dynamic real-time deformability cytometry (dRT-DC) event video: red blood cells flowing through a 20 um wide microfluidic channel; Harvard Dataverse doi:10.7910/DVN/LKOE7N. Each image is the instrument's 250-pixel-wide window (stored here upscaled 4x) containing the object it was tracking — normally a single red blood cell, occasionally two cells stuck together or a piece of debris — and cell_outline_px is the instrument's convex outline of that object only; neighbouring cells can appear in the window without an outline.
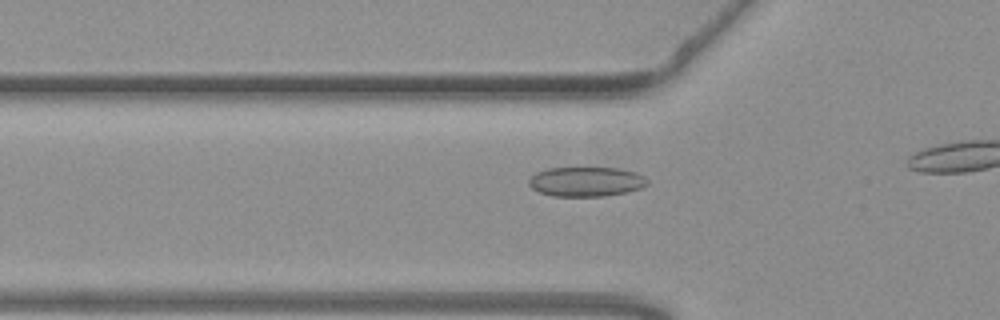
{"species": "common noctule bat (a hibernating species)", "species_latin": "Nyctalus noctula", "temperature_condition": "warm", "stored_images_in_passage": 14, "camera_frame_rate_fps": 3000, "um_per_image_px": 0.085, "animal": {"sex": "female", "body_mass_g": 19.3, "forearm_length_mm": 54.1}, "frame": {"image": 1, "passage_image": 8, "time_ms": 2.333, "image_size_px": [1000, 320], "cell_outline_px": [[648, 184], [640, 188], [628, 192], [604, 196], [552, 196], [540, 192], [532, 188], [528, 184], [528, 180], [536, 172], [548, 168], [620, 168], [636, 172], [644, 176], [648, 180]], "centroid_in_image_um": [49.83, 15.44], "position_along_channel_um": 76.0, "area_um2": 20.52}}
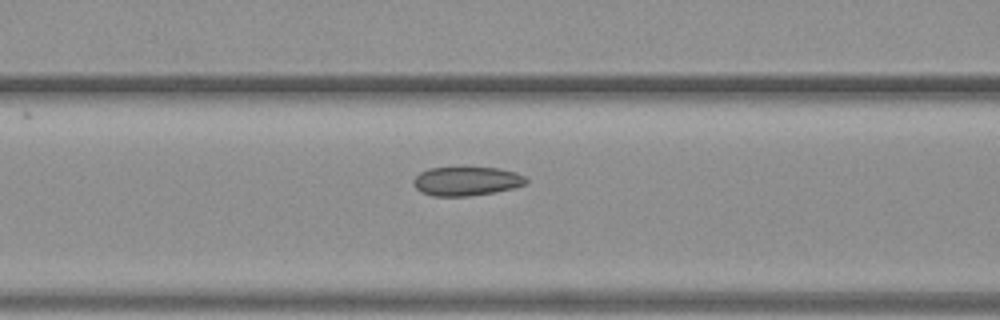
{"frame": {"image": 2, "passage_image": 12, "time_ms": 3.667, "image_size_px": [1000, 320], "cell_outline_px": [[528, 184], [496, 192], [468, 196], [432, 196], [420, 192], [412, 184], [412, 180], [420, 172], [428, 168], [500, 168], [516, 172], [524, 176], [528, 180]], "centroid_in_image_um": [39.65, 15.41], "position_along_channel_um": 127.0, "area_um2": 19.13}}